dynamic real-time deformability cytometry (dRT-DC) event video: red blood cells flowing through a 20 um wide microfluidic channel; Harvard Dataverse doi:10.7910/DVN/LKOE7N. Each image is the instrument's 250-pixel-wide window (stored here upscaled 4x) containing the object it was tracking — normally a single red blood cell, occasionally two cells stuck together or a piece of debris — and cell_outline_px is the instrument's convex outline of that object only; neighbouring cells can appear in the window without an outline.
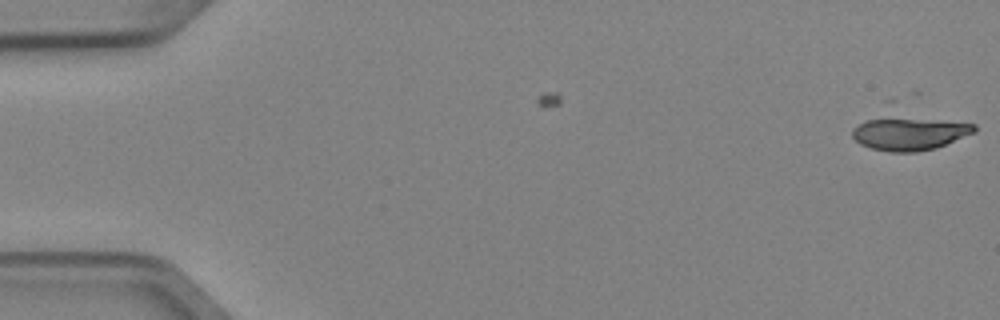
{"species": "Egyptian fruit bat (a non-hibernating species)", "species_latin": "Rousettus aegyptiacus", "temperature_condition": "cold", "stored_images_in_passage": 2, "camera_frame_rate_fps": 3000, "um_per_image_px": 0.085, "animal": {"sex": "female"}, "frame": {"image": 1, "passage_image": 2, "time_ms": 0.333, "image_size_px": [1000, 320], "cell_outline_px": [[976, 132], [936, 148], [916, 152], [888, 152], [872, 148], [860, 144], [852, 136], [852, 128], [868, 120], [884, 116], [896, 116], [976, 124]], "centroid_in_image_um": [77.29, 11.35], "position_along_channel_um": 7.7, "area_um2": 23.58}}